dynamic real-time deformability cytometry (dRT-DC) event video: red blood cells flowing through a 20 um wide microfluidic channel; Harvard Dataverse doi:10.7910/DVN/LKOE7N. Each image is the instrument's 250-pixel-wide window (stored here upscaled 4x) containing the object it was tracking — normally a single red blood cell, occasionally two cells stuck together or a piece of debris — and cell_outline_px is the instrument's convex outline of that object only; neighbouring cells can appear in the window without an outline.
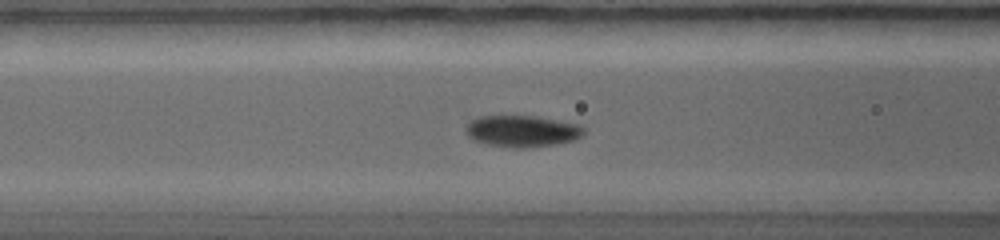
{"species": "common noctule bat (a hibernating species)", "species_latin": "Nyctalus noctula", "temperature_condition": "warm", "stored_images_in_passage": 28, "camera_frame_rate_fps": 5000, "um_per_image_px": 0.085, "animal": {"sex": "female", "body_mass_g": 19.0, "forearm_length_mm": 56.7}, "frame": {"image": 1, "passage_image": 19, "time_ms": 3.8, "image_size_px": [1000, 240], "cell_outline_px": [[584, 132], [576, 140], [556, 144], [532, 148], [512, 148], [488, 144], [472, 140], [464, 132], [464, 128], [472, 120], [480, 116], [536, 116], [580, 124], [584, 128]], "centroid_in_image_um": [44.38, 11.16], "position_along_channel_um": 122.2, "area_um2": 21.96}}
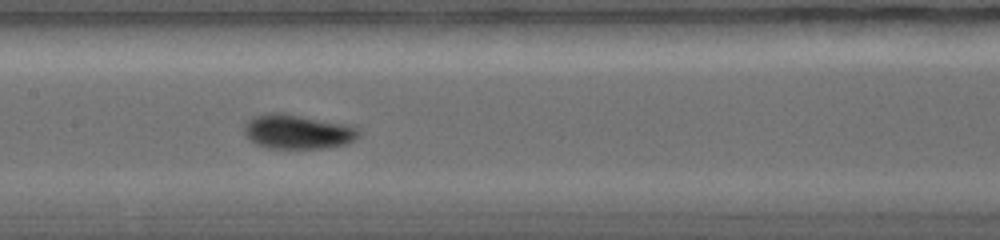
{"frame": {"image": 2, "passage_image": 27, "time_ms": 5.0, "image_size_px": [1000, 240], "cell_outline_px": [[360, 136], [348, 144], [324, 148], [268, 148], [256, 144], [248, 140], [244, 132], [244, 128], [248, 120], [252, 116], [268, 112], [284, 112], [352, 124], [360, 132]], "centroid_in_image_um": [25.32, 11.17], "position_along_channel_um": 182.1, "area_um2": 23.64}}